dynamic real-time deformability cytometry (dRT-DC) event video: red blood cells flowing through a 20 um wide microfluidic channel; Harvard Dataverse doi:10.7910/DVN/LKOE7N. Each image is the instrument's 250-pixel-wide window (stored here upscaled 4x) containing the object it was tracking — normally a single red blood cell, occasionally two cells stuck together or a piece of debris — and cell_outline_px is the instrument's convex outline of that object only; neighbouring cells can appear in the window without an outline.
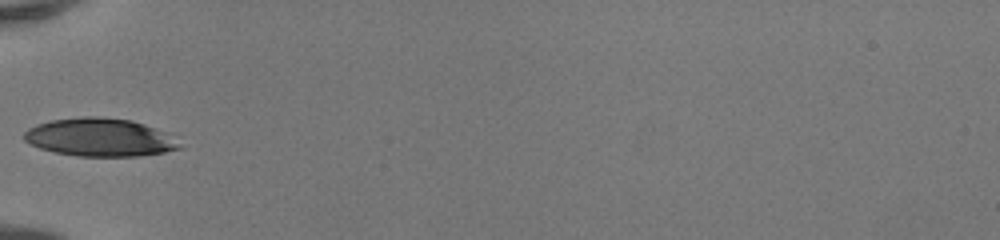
{"species": "human", "species_latin": "Homo sapiens", "temperature_condition": "room temperature", "stored_images_in_passage": 32, "camera_frame_rate_fps": 3000, "um_per_image_px": 0.085, "donor": {"sex": "female"}, "frame": {"image": 1, "passage_image": 1, "time_ms": 0.0, "image_size_px": [1000, 240], "cell_outline_px": [[180, 148], [164, 152], [140, 156], [76, 156], [56, 152], [40, 148], [24, 140], [24, 132], [28, 128], [36, 124], [52, 120], [84, 116], [100, 116], [132, 120], [168, 132], [180, 144]], "centroid_in_image_um": [8.49, 11.66], "position_along_channel_um": 76.5, "area_um2": 34.56}}
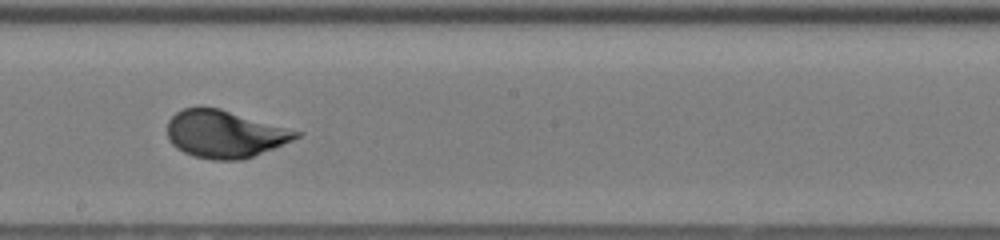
{"frame": {"image": 2, "passage_image": 12, "time_ms": 3.667, "image_size_px": [1000, 240], "cell_outline_px": [[304, 132], [300, 136], [292, 140], [244, 160], [212, 160], [196, 156], [184, 152], [176, 148], [168, 140], [168, 120], [176, 112], [184, 108], [220, 108]], "centroid_in_image_um": [19.11, 11.39], "position_along_channel_um": 229.1, "area_um2": 35.49}}
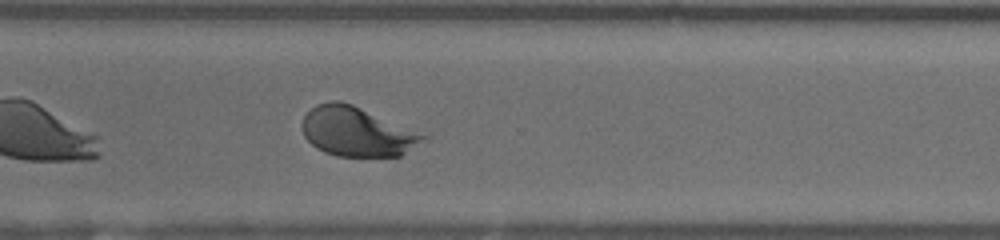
{"frame": {"image": 3, "passage_image": 20, "time_ms": 6.333, "image_size_px": [1000, 240], "cell_outline_px": [[432, 136], [400, 156], [336, 156], [324, 152], [316, 148], [304, 136], [304, 116], [316, 104], [332, 100], [340, 100], [352, 104], [432, 132]], "centroid_in_image_um": [30.53, 11.17], "position_along_channel_um": 340.1, "area_um2": 36.07}, "authors_computed_cell_mechanics": {"area_um2": 35.0846, "velocity_mm_per_s": 4.167, "shape_relaxation_time_tau1_ms": 2.7297, "shape_relaxation_time_tau2_ms": null, "deformation_change_tau1": 0.1527, "deformation_change_tau2": null}}